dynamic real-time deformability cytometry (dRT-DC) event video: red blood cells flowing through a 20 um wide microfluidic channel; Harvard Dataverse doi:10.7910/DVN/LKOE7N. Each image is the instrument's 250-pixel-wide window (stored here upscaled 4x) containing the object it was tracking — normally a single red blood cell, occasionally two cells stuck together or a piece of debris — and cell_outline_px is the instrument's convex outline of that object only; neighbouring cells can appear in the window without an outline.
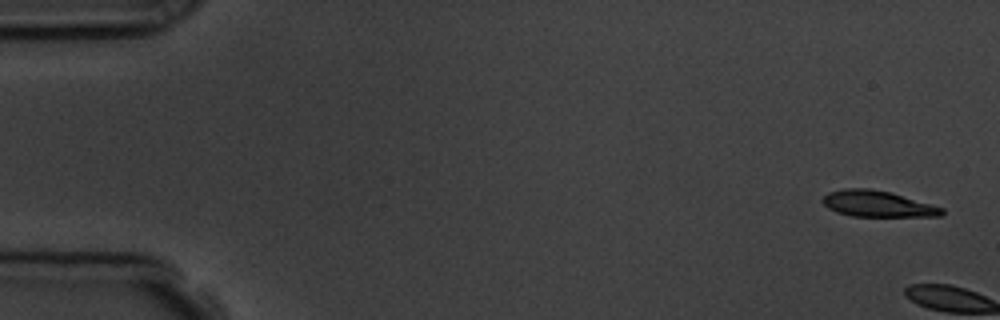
{"species": "common noctule bat (a hibernating species)", "species_latin": "Nyctalus noctula", "temperature_condition": "room temperature", "stored_images_in_passage": 2, "camera_frame_rate_fps": 3000, "um_per_image_px": 0.085, "animal": {"sex": "male", "body_mass_g": 19.5, "forearm_length_mm": 54.6}, "frame": {"image": 1, "passage_image": 1, "time_ms": 0.0, "image_size_px": [1000, 320], "cell_outline_px": [[944, 212], [940, 216], [852, 216], [836, 212], [828, 208], [820, 200], [828, 192], [844, 188], [868, 188], [892, 192], [932, 204], [944, 208]], "centroid_in_image_um": [74.58, 17.31], "position_along_channel_um": 10.4, "area_um2": 18.26}}